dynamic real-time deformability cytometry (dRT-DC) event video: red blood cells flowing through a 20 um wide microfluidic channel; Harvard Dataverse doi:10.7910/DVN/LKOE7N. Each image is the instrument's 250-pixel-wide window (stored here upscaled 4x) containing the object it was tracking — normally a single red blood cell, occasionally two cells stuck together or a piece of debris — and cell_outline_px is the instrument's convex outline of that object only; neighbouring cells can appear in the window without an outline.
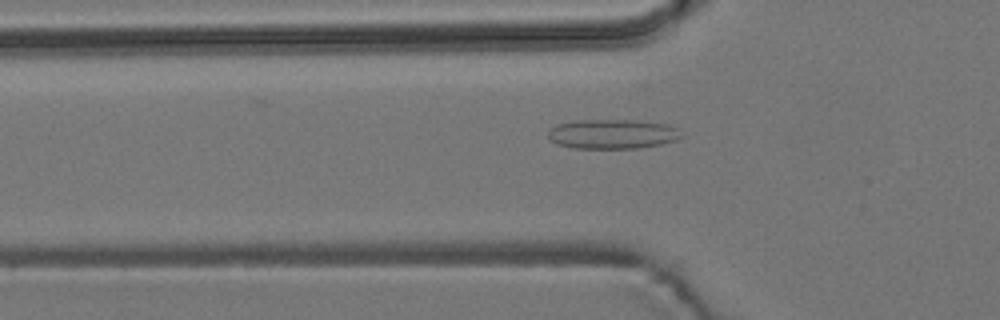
{"species": "common noctule bat (a hibernating species)", "species_latin": "Nyctalus noctula", "temperature_condition": "room temperature", "stored_images_in_passage": 54, "camera_frame_rate_fps": 3000, "um_per_image_px": 0.085, "animal": {"sex": "male", "body_mass_g": 19.2, "forearm_length_mm": 51.8}, "frame": {"image": 1, "passage_image": 18, "time_ms": 5.667, "image_size_px": [1000, 320], "cell_outline_px": [[684, 136], [676, 140], [660, 144], [640, 148], [572, 148], [556, 144], [548, 136], [548, 132], [556, 124], [580, 120], [636, 120], [668, 124], [676, 128]], "centroid_in_image_um": [52.07, 11.39], "position_along_channel_um": 73.7, "area_um2": 22.95}}
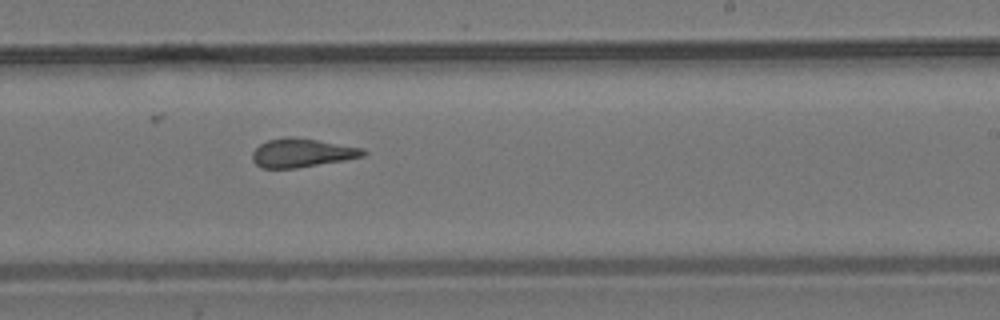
{"frame": {"image": 2, "passage_image": 33, "time_ms": 10.667, "image_size_px": [1000, 320], "cell_outline_px": [[368, 152], [364, 156], [344, 160], [296, 168], [260, 168], [252, 160], [252, 152], [260, 144], [268, 140], [284, 136], [296, 136], [364, 148]], "centroid_in_image_um": [25.66, 12.98], "position_along_channel_um": 263.3, "area_um2": 18.73}}
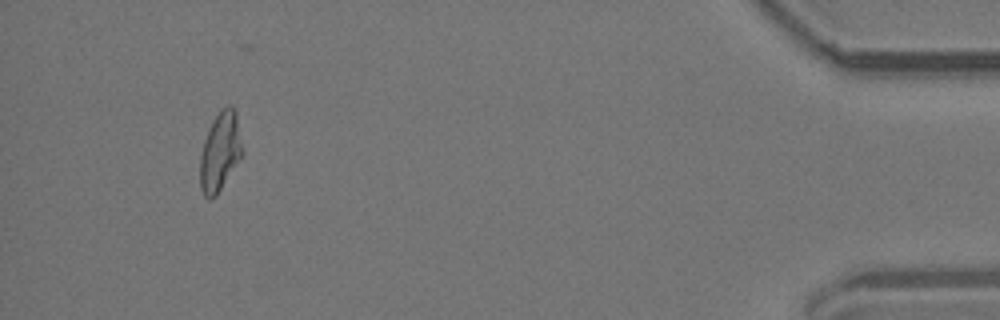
{"frame": {"image": 3, "passage_image": 51, "time_ms": 16.667, "image_size_px": [1000, 320], "cell_outline_px": [[244, 152], [216, 196], [212, 200], [208, 200], [204, 196], [200, 188], [200, 156], [204, 140], [212, 120], [228, 104], [232, 104], [236, 112]], "centroid_in_image_um": [18.71, 12.91], "position_along_channel_um": 416.5, "area_um2": 19.48}, "authors_computed_cell_mechanics": {"area_um2": 19.5653, "velocity_mm_per_s": 3.7703, "shape_relaxation_time_tau1_ms": null, "shape_relaxation_time_tau2_ms": 2.0574, "deformation_change_tau1": null, "deformation_change_tau2": 0.1144}}